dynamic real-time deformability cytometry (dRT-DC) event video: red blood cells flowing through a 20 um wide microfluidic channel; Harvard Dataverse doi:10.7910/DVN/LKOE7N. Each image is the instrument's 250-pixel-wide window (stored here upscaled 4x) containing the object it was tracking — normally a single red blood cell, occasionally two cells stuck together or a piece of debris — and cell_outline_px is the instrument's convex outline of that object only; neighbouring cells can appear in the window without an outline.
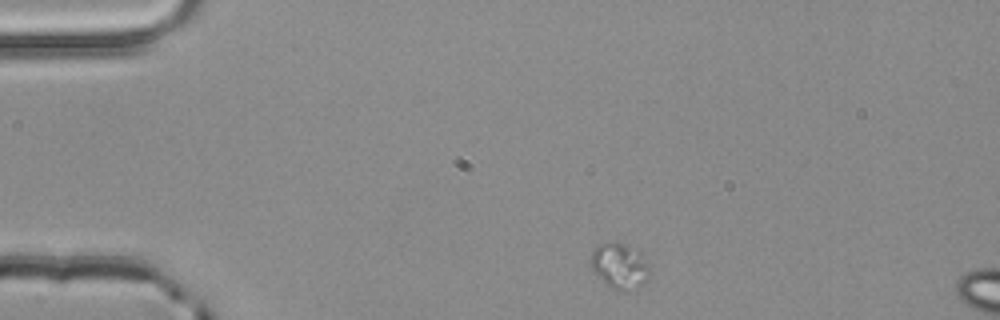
{"species": "common noctule bat (a hibernating species)", "species_latin": "Nyctalus noctula", "temperature_condition": "room temperature", "stored_images_in_passage": 2, "segment_of_instrument_passage": [2, 2], "camera_frame_rate_fps": 3000, "um_per_image_px": 0.085, "animal": {"sex": "male", "body_mass_g": 20.4}, "frame": {"image": 1, "passage_image": 2, "time_ms": 0.333, "image_size_px": [1000, 320], "cell_outline_px": [[648, 280], [636, 288], [628, 292], [624, 292], [612, 288], [604, 284], [592, 268], [592, 252], [596, 244], [616, 240], [640, 248], [648, 268]], "centroid_in_image_um": [52.68, 22.56], "position_along_channel_um": 32.3, "area_um2": 16.07}}